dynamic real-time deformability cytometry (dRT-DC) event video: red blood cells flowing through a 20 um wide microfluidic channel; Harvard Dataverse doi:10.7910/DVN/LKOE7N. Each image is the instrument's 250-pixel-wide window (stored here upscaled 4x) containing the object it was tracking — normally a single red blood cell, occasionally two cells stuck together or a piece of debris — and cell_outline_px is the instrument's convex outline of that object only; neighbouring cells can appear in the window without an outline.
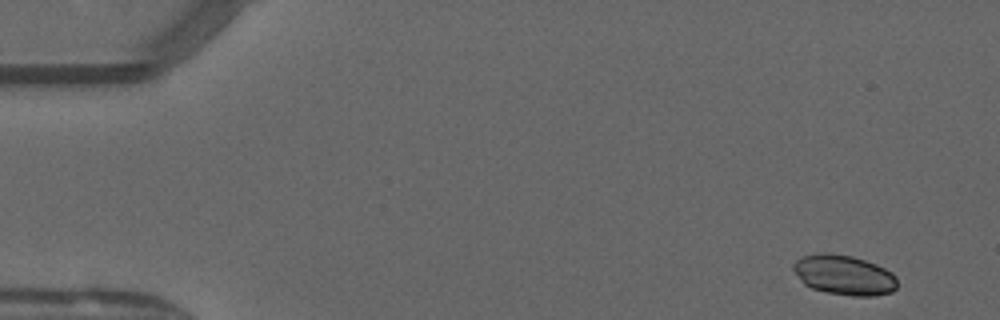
{"species": "common noctule bat (a hibernating species)", "species_latin": "Nyctalus noctula", "temperature_condition": "warm", "stored_images_in_passage": 22, "camera_frame_rate_fps": 3000, "um_per_image_px": 0.085, "animal": {"sex": "male", "forearm_length_mm": 52.5}, "frame": {"image": 1, "passage_image": 3, "time_ms": 0.667, "image_size_px": [1000, 320], "cell_outline_px": [[896, 288], [892, 292], [876, 296], [852, 296], [828, 292], [812, 288], [804, 284], [792, 268], [792, 264], [796, 260], [804, 256], [824, 252], [828, 252], [852, 256], [876, 264], [892, 272], [896, 276]], "centroid_in_image_um": [71.76, 23.37], "position_along_channel_um": 13.2, "area_um2": 24.16}}
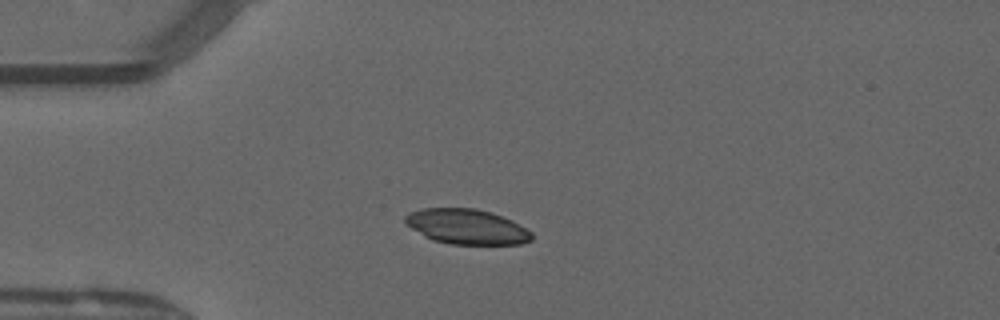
{"frame": {"image": 2, "passage_image": 13, "time_ms": 4.0, "image_size_px": [1000, 320], "cell_outline_px": [[532, 240], [520, 244], [448, 244], [432, 240], [424, 236], [404, 224], [404, 216], [420, 208], [476, 208], [492, 212], [512, 220], [532, 232]], "centroid_in_image_um": [39.65, 19.26], "position_along_channel_um": 45.3, "area_um2": 26.07}}
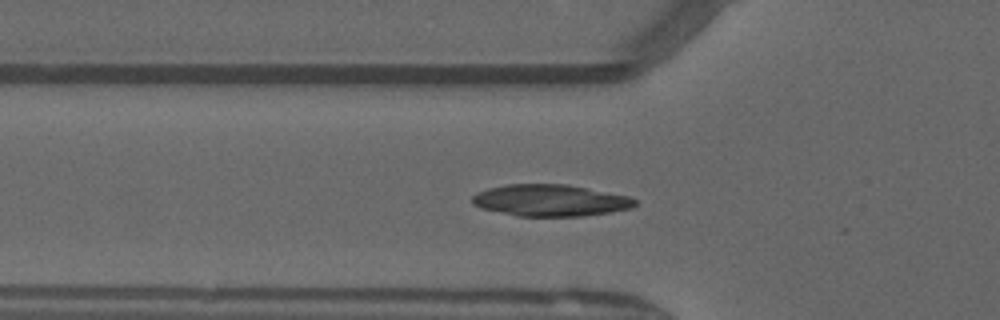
{"frame": {"image": 3, "passage_image": 17, "time_ms": 5.333, "image_size_px": [1000, 320], "cell_outline_px": [[636, 204], [632, 208], [584, 216], [516, 216], [480, 208], [472, 204], [472, 196], [476, 192], [488, 188], [508, 184], [568, 184], [628, 196], [636, 200]], "centroid_in_image_um": [46.74, 17.03], "position_along_channel_um": 79.1, "area_um2": 30.11}}